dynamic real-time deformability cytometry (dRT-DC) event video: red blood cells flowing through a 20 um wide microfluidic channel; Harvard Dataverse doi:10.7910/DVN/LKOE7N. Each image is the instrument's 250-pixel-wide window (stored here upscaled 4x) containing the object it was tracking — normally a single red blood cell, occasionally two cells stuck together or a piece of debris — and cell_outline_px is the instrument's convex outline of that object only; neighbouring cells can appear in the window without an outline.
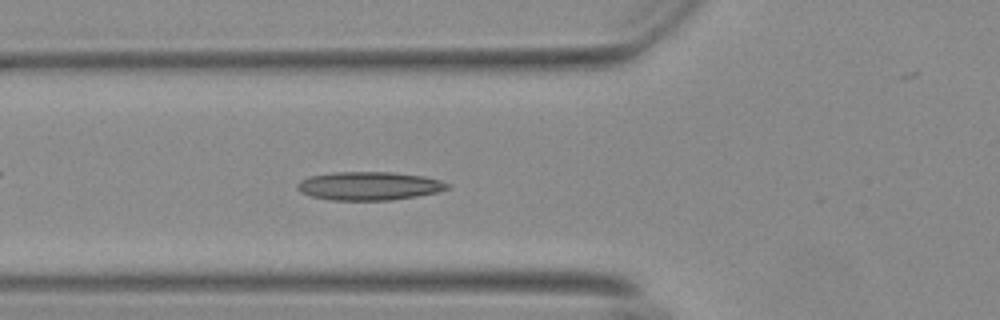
{"species": "Egyptian fruit bat (a non-hibernating species)", "species_latin": "Rousettus aegyptiacus", "temperature_condition": "warm", "stored_images_in_passage": 56, "camera_frame_rate_fps": 3000, "um_per_image_px": 0.085, "animal": {"sex": "female"}, "frame": {"image": 1, "passage_image": 20, "time_ms": 6.333, "image_size_px": [1000, 320], "cell_outline_px": [[452, 188], [440, 192], [392, 200], [332, 200], [312, 196], [300, 192], [296, 188], [296, 184], [300, 180], [308, 176], [332, 172], [392, 172], [424, 176], [440, 180], [452, 184]], "centroid_in_image_um": [31.41, 15.8], "position_along_channel_um": 94.4, "area_um2": 25.2}}
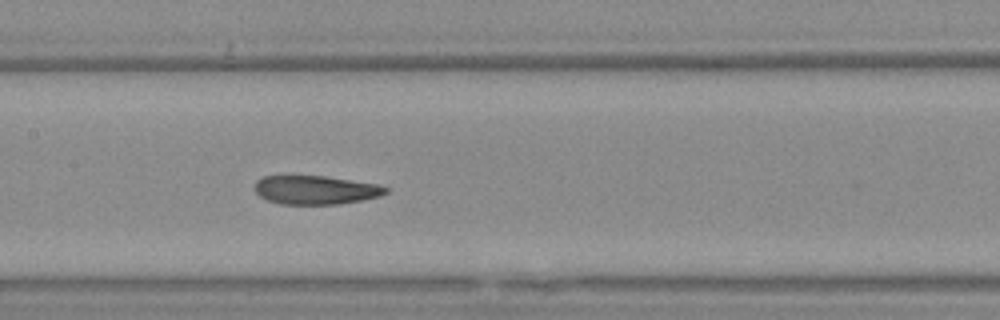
{"frame": {"image": 2, "passage_image": 27, "time_ms": 8.667, "image_size_px": [1000, 320], "cell_outline_px": [[388, 192], [380, 196], [340, 204], [280, 204], [268, 200], [260, 196], [252, 188], [256, 180], [264, 176], [324, 176], [380, 184], [388, 188]], "centroid_in_image_um": [26.81, 16.14], "position_along_channel_um": 180.6, "area_um2": 22.02}}
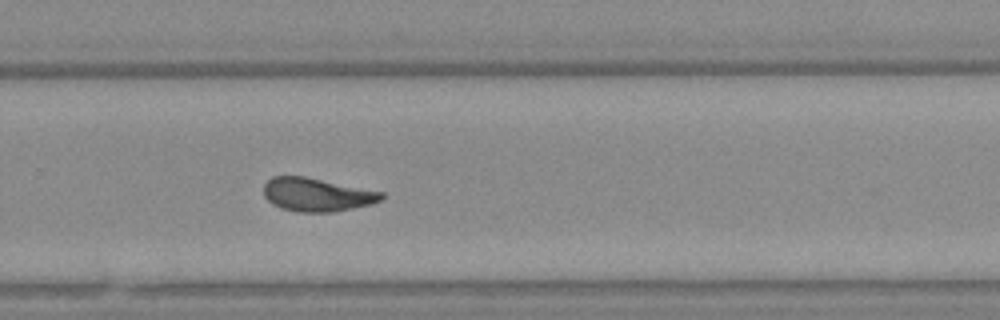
{"frame": {"image": 3, "passage_image": 37, "time_ms": 12.0, "image_size_px": [1000, 320], "cell_outline_px": [[384, 196], [380, 200], [372, 204], [332, 212], [296, 212], [280, 208], [272, 204], [264, 196], [264, 184], [272, 176], [304, 176], [384, 192]], "centroid_in_image_um": [26.91, 16.55], "position_along_channel_um": 302.9, "area_um2": 22.95}}